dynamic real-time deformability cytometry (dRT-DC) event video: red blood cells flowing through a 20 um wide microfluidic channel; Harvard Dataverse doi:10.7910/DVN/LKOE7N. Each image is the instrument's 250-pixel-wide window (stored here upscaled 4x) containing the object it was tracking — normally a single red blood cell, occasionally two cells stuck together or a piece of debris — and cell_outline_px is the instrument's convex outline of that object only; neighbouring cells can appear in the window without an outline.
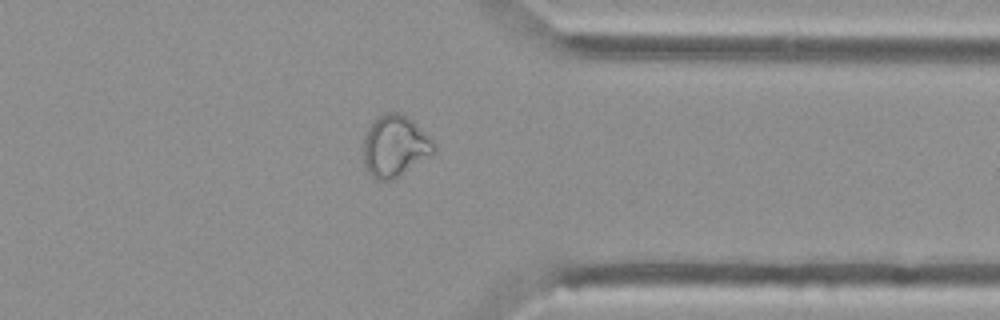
{"species": "Egyptian fruit bat (a non-hibernating species)", "species_latin": "Rousettus aegyptiacus", "temperature_condition": "cold", "stored_images_in_passage": 41, "camera_frame_rate_fps": 3000, "um_per_image_px": 0.085, "animal": {"sex": "female"}, "frame": {"image": 1, "passage_image": 30, "time_ms": 9.667, "image_size_px": [1000, 320], "cell_outline_px": [[436, 152], [392, 180], [376, 180], [368, 172], [364, 164], [364, 140], [368, 128], [384, 112], [400, 112], [408, 116], [432, 140], [436, 148]], "centroid_in_image_um": [33.57, 12.42], "position_along_channel_um": 377.8, "area_um2": 24.97}, "authors_computed_cell_mechanics": {"area_um2": 23.8714, "velocity_mm_per_s": 3.7882, "shape_relaxation_time_tau1_ms": null, "shape_relaxation_time_tau2_ms": 2.3222, "deformation_change_tau1": null, "deformation_change_tau2": 0.0675}}